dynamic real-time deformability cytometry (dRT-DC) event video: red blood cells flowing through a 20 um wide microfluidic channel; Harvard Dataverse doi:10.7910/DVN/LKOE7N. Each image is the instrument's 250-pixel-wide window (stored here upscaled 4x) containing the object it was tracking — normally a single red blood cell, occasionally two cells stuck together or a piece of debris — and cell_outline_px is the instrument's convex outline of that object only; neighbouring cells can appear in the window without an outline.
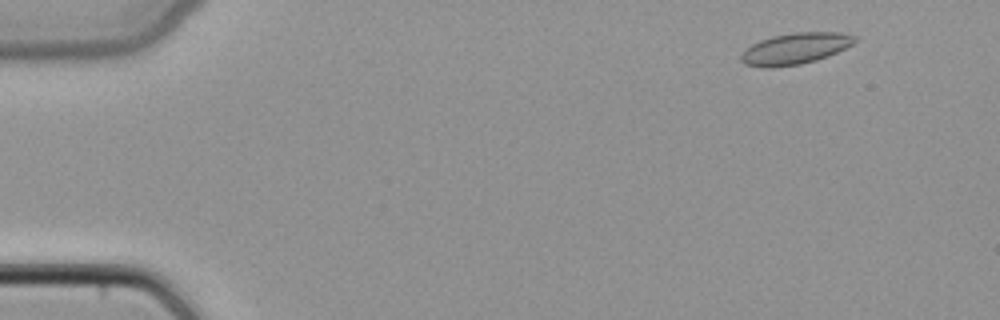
{"species": "common noctule bat (a hibernating species)", "species_latin": "Nyctalus noctula", "temperature_condition": "cold", "stored_images_in_passage": 47, "segment_of_instrument_passage": [1, 2], "camera_frame_rate_fps": 3000, "um_per_image_px": 0.085, "animal": {"sex": "female", "body_mass_g": 22.7, "forearm_length_mm": 54.2}, "frame": {"image": 1, "passage_image": 4, "time_ms": 1.0, "image_size_px": [1000, 320], "cell_outline_px": [[856, 40], [852, 44], [828, 56], [816, 60], [800, 64], [772, 68], [764, 68], [744, 64], [740, 60], [740, 56], [744, 48], [760, 40], [772, 36], [792, 32], [840, 32], [856, 36]], "centroid_in_image_um": [67.54, 4.13], "position_along_channel_um": 17.5, "area_um2": 20.87}}
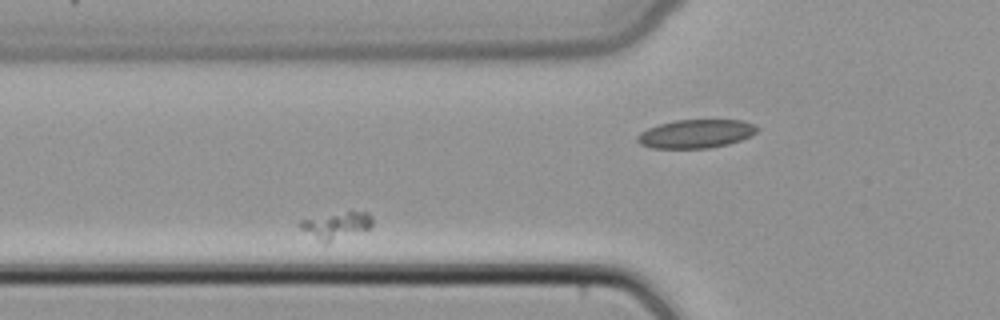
{"frame": {"image": 2, "passage_image": 15, "time_ms": 4.667, "image_size_px": [1000, 320], "cell_outline_px": [[372, 224], [368, 228], [328, 244], [324, 244], [300, 228], [296, 224], [300, 220], [348, 212], [368, 212], [372, 216]], "centroid_in_image_um": [28.56, 19.19], "position_along_channel_um": 97.2, "area_um2": 11.1}}
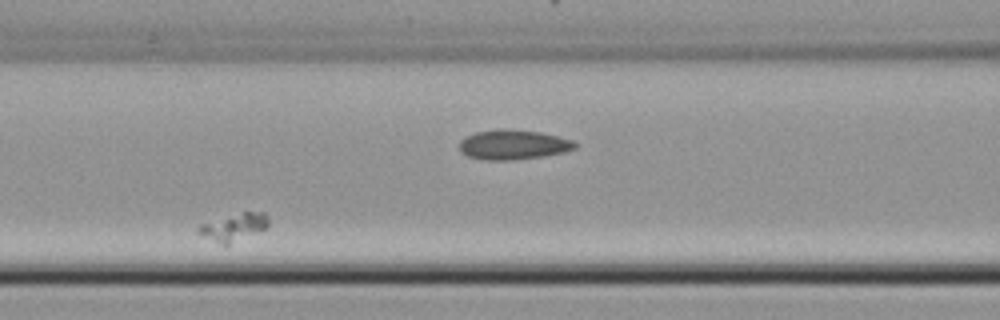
{"frame": {"image": 3, "passage_image": 19, "time_ms": 6.0, "image_size_px": [1000, 320], "cell_outline_px": [[268, 228], [228, 244], [224, 244], [200, 232], [196, 228], [200, 224], [244, 212], [264, 212], [268, 216]], "centroid_in_image_um": [19.97, 19.27], "position_along_channel_um": 146.6, "area_um2": 10.52}}